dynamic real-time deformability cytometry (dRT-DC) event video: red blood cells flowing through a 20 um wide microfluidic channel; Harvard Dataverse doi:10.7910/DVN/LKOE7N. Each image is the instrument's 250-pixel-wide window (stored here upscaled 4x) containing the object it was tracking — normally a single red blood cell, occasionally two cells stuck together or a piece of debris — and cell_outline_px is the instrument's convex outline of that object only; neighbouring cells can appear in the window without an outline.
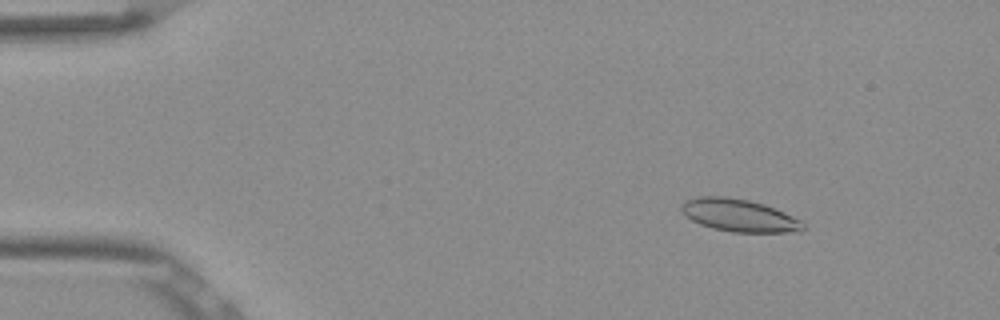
{"species": "Egyptian fruit bat (a non-hibernating species)", "species_latin": "Rousettus aegyptiacus", "temperature_condition": "room temperature", "stored_images_in_passage": 53, "camera_frame_rate_fps": 3000, "um_per_image_px": 0.085, "frame": {"image": 1, "passage_image": 7, "time_ms": 2.0, "image_size_px": [1000, 320], "cell_outline_px": [[804, 228], [800, 232], [732, 232], [712, 228], [700, 224], [684, 216], [680, 212], [680, 204], [684, 200], [696, 196], [724, 196], [748, 200], [764, 204], [784, 212], [800, 220], [804, 224]], "centroid_in_image_um": [62.76, 18.3], "position_along_channel_um": 22.2, "area_um2": 23.29}}
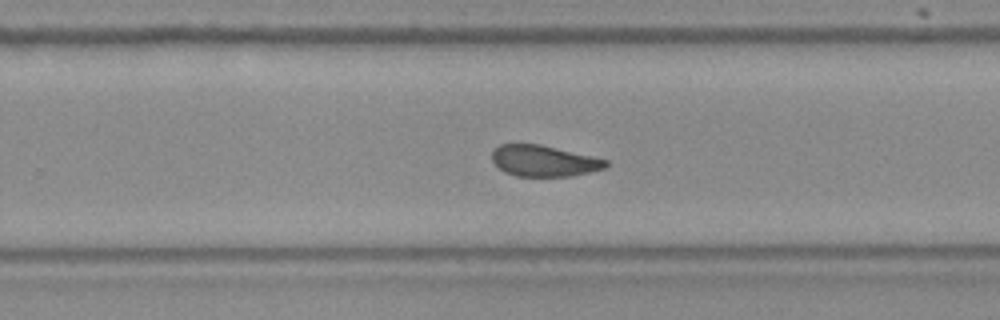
{"frame": {"image": 2, "passage_image": 34, "time_ms": 11.0, "image_size_px": [1000, 320], "cell_outline_px": [[608, 168], [572, 176], [516, 176], [504, 172], [492, 160], [492, 152], [500, 144], [540, 144], [592, 156], [608, 160]], "centroid_in_image_um": [46.26, 13.68], "position_along_channel_um": 283.5, "area_um2": 20.63}}
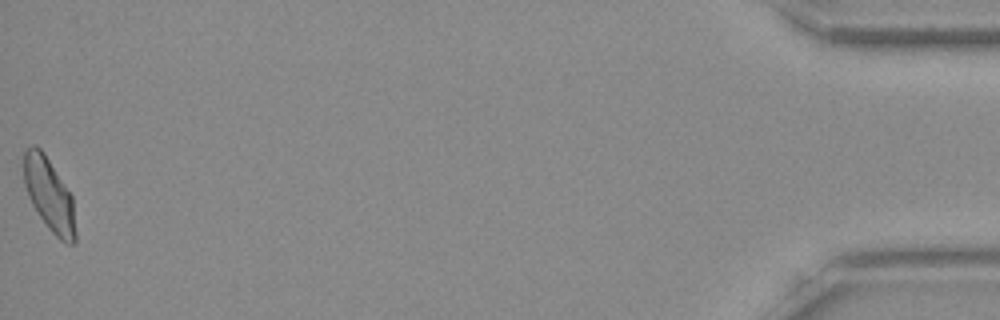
{"frame": {"image": 3, "passage_image": 53, "time_ms": 17.333, "image_size_px": [1000, 320], "cell_outline_px": [[76, 244], [68, 244], [60, 240], [48, 228], [32, 204], [28, 196], [24, 184], [24, 152], [32, 144], [36, 144], [44, 152], [72, 196], [76, 232]], "centroid_in_image_um": [4.19, 16.56], "position_along_channel_um": 431.0, "area_um2": 21.96}, "authors_computed_cell_mechanics": {"area_um2": 22.3108, "velocity_mm_per_s": 3.8471, "shape_relaxation_time_tau1_ms": 10.6258, "shape_relaxation_time_tau2_ms": 1.9003, "deformation_change_tau1": 0.2025, "deformation_change_tau2": 0.0813}}